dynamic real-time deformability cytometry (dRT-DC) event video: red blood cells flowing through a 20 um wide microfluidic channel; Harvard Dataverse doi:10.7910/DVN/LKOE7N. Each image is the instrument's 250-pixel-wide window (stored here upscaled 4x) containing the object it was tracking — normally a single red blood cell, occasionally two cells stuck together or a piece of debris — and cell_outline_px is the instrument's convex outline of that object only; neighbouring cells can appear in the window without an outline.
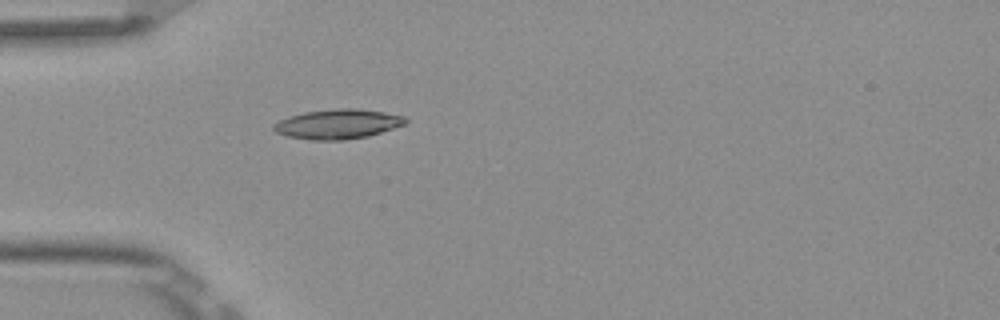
{"species": "Egyptian fruit bat (a non-hibernating species)", "species_latin": "Rousettus aegyptiacus", "temperature_condition": "room temperature", "stored_images_in_passage": 4, "camera_frame_rate_fps": 3000, "um_per_image_px": 0.085, "frame": {"image": 1, "passage_image": 4, "time_ms": 1.0, "image_size_px": [1000, 320], "cell_outline_px": [[408, 120], [404, 124], [368, 136], [344, 140], [312, 140], [288, 136], [276, 132], [272, 128], [272, 124], [288, 116], [304, 112], [336, 108], [356, 108], [384, 112], [404, 116]], "centroid_in_image_um": [28.68, 10.54], "position_along_channel_um": 56.3, "area_um2": 22.72}}